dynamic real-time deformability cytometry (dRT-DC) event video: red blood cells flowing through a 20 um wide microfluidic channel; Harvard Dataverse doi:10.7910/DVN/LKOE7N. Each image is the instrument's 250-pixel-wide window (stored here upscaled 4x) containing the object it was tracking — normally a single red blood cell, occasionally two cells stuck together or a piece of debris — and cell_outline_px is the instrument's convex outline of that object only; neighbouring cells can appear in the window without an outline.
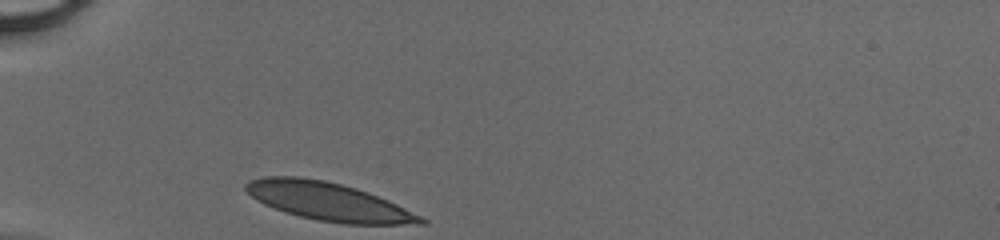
{"species": "human", "species_latin": "Homo sapiens", "temperature_condition": "cold", "stored_images_in_passage": 26, "camera_frame_rate_fps": 3000, "um_per_image_px": 0.085, "donor": {"sex": "male"}, "frame": {"image": 1, "passage_image": 1, "time_ms": 0.0, "image_size_px": [1000, 240], "cell_outline_px": [[428, 220], [424, 224], [344, 224], [316, 220], [284, 212], [264, 204], [256, 200], [244, 188], [244, 184], [248, 180], [264, 176], [296, 176], [324, 180], [356, 188], [368, 192], [388, 200]], "centroid_in_image_um": [27.87, 17.12], "position_along_channel_um": 57.1, "area_um2": 38.73}}
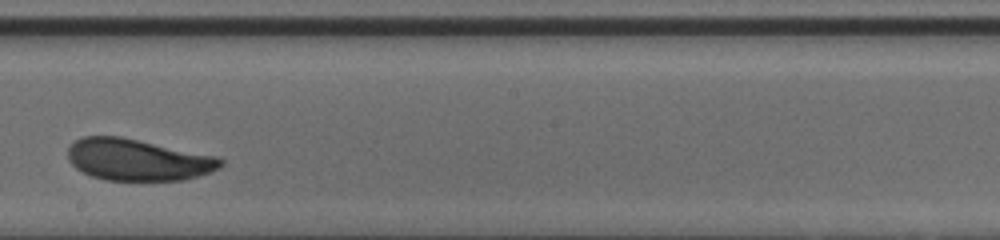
{"frame": {"image": 2, "passage_image": 15, "time_ms": 4.667, "image_size_px": [1000, 240], "cell_outline_px": [[224, 164], [220, 168], [212, 172], [184, 180], [104, 180], [92, 176], [76, 168], [68, 160], [68, 148], [76, 140], [84, 136], [120, 136], [216, 156], [224, 160]], "centroid_in_image_um": [11.73, 13.58], "position_along_channel_um": 236.5, "area_um2": 36.99}}
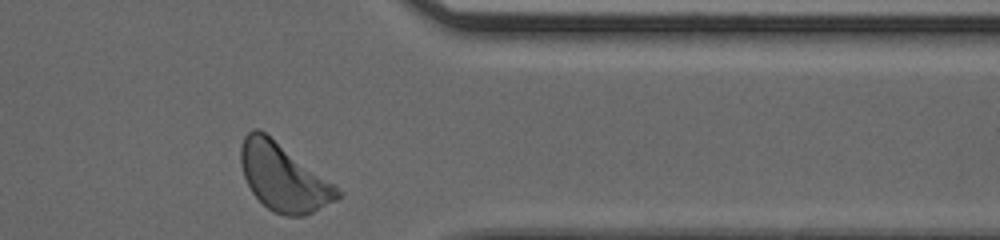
{"frame": {"image": 3, "passage_image": 26, "time_ms": 8.333, "image_size_px": [1000, 240], "cell_outline_px": [[344, 196], [304, 216], [284, 216], [272, 212], [252, 192], [244, 176], [240, 164], [240, 148], [244, 136], [252, 128], [260, 128], [336, 184], [344, 192]], "centroid_in_image_um": [24.12, 15.05], "position_along_channel_um": 387.3, "area_um2": 38.38}}